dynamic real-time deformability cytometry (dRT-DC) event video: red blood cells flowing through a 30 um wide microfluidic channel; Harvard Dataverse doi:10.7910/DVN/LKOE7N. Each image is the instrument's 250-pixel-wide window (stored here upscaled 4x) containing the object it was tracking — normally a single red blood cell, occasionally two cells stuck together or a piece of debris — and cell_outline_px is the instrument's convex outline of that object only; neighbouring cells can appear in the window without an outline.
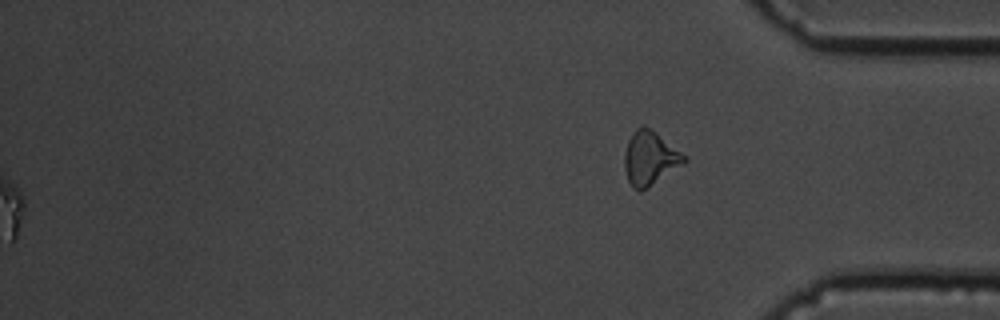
{"species": "common noctule bat (a hibernating species)", "species_latin": "Nyctalus noctula", "temperature_condition": "cold", "stored_images_in_passage": 58, "segment_of_instrument_passage": [2, 2], "camera_frame_rate_fps": 3000, "um_per_image_px": 0.085, "animal": {"sex": "male", "body_mass_g": 19.5, "forearm_length_mm": 54.6}, "frame": {"image": 1, "passage_image": 58, "time_ms": 19.0, "image_size_px": [1000, 320], "cell_outline_px": [[688, 160], [684, 164], [648, 188], [640, 192], [632, 188], [628, 180], [624, 168], [624, 152], [628, 140], [632, 132], [636, 128], [644, 124], [656, 132], [688, 156]], "centroid_in_image_um": [55.25, 13.45], "position_along_channel_um": 379.9, "area_um2": 19.19}}